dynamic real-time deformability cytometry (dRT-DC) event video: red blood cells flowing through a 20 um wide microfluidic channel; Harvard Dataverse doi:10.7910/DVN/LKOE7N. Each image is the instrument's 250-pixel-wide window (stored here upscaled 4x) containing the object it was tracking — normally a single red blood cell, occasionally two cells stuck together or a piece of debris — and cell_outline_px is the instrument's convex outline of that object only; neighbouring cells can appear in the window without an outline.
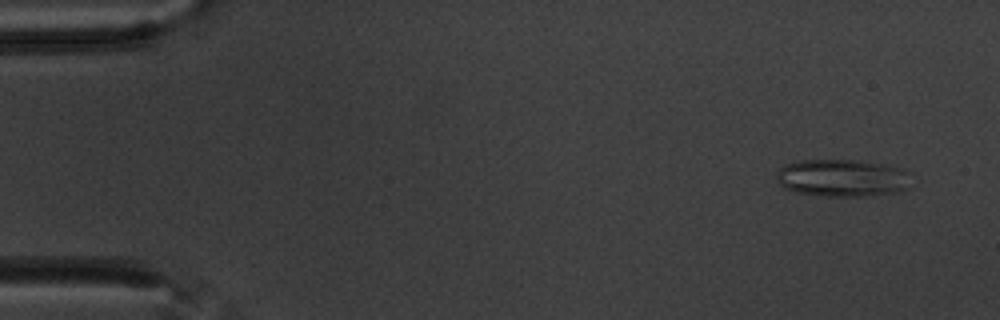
{"species": "common noctule bat (a hibernating species)", "species_latin": "Nyctalus noctula", "temperature_condition": "warm", "stored_images_in_passage": 58, "camera_frame_rate_fps": 3000, "um_per_image_px": 0.085, "animal": {"sex": "male", "body_mass_g": 20.1, "forearm_length_mm": 53.5}, "frame": {"image": 1, "passage_image": 4, "time_ms": 1.0, "image_size_px": [1000, 320], "cell_outline_px": [[904, 188], [896, 192], [860, 196], [828, 196], [796, 192], [784, 188], [776, 180], [776, 172], [784, 164], [800, 160], [860, 160], [884, 164], [904, 168]], "centroid_in_image_um": [71.46, 15.1], "position_along_channel_um": 13.5, "area_um2": 28.84}}
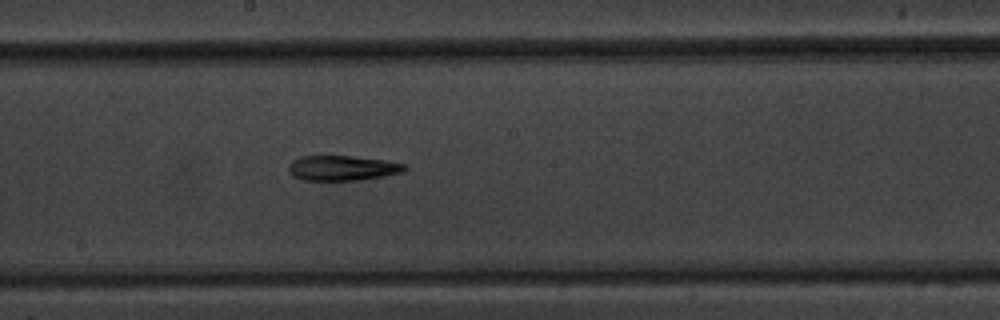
{"frame": {"image": 2, "passage_image": 32, "time_ms": 10.333, "image_size_px": [1000, 320], "cell_outline_px": [[408, 168], [404, 172], [384, 176], [360, 180], [304, 180], [292, 176], [288, 172], [288, 164], [292, 160], [300, 156], [352, 156], [384, 160], [404, 164]], "centroid_in_image_um": [29.07, 14.28], "position_along_channel_um": 219.1, "area_um2": 17.05}}
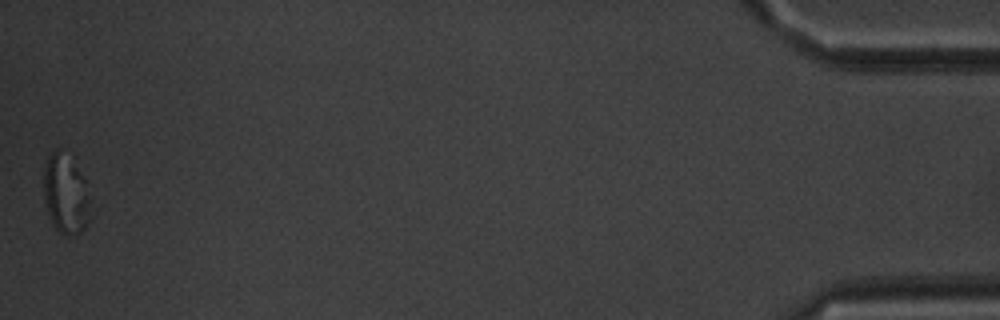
{"frame": {"image": 3, "passage_image": 58, "time_ms": 19.0, "image_size_px": [1000, 320], "cell_outline_px": [[88, 220], [84, 228], [80, 232], [68, 236], [60, 232], [52, 224], [44, 200], [44, 168], [48, 156], [56, 148], [84, 180], [88, 196]], "centroid_in_image_um": [5.53, 16.6], "position_along_channel_um": 429.7, "area_um2": 20.29}, "authors_computed_cell_mechanics": {"area_um2": 18.8717, "velocity_mm_per_s": 3.4748, "shape_relaxation_time_tau1_ms": 6.4729, "shape_relaxation_time_tau2_ms": null, "deformation_change_tau1": 0.1501, "deformation_change_tau2": null}}